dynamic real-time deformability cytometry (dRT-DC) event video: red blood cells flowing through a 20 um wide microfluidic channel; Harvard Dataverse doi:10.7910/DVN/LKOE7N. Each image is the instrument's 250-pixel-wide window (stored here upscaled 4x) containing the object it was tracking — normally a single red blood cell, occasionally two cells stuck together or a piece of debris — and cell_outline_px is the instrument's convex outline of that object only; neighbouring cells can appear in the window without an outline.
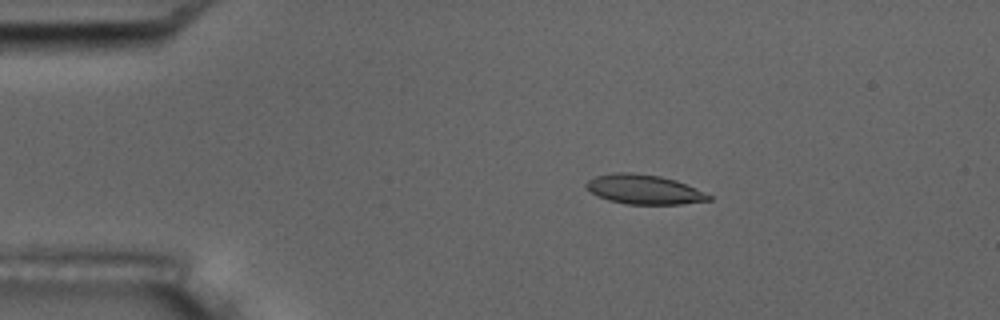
{"species": "common noctule bat (a hibernating species)", "species_latin": "Nyctalus noctula", "temperature_condition": "room temperature", "stored_images_in_passage": 6, "camera_frame_rate_fps": 3000, "um_per_image_px": 0.085, "animal": {"sex": "male", "body_mass_g": 17.5, "forearm_length_mm": 52.3}, "frame": {"image": 1, "passage_image": 3, "time_ms": 2.333, "image_size_px": [1000, 320], "cell_outline_px": [[712, 200], [680, 204], [628, 204], [608, 200], [584, 188], [584, 184], [588, 180], [596, 176], [612, 172], [632, 172], [660, 176], [676, 180], [712, 196]], "centroid_in_image_um": [54.71, 16.09], "position_along_channel_um": 30.3, "area_um2": 20.98}}
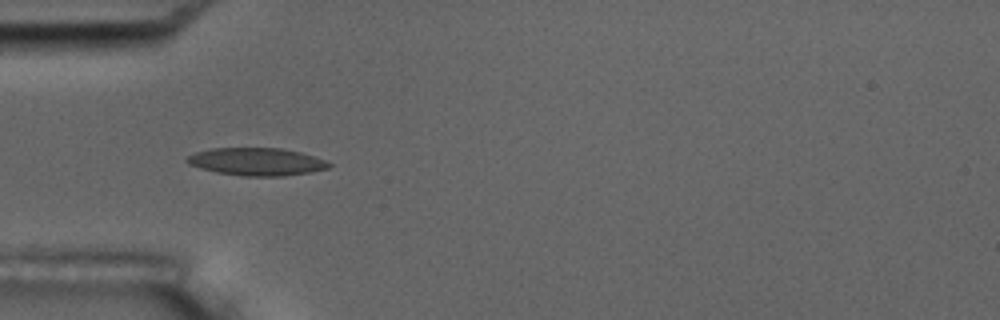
{"frame": {"image": 2, "passage_image": 5, "time_ms": 4.667, "image_size_px": [1000, 320], "cell_outline_px": [[332, 164], [328, 168], [312, 172], [284, 176], [244, 176], [216, 172], [200, 168], [188, 164], [184, 160], [188, 156], [196, 152], [212, 148], [280, 148], [300, 152], [324, 160]], "centroid_in_image_um": [21.79, 13.75], "position_along_channel_um": 63.2, "area_um2": 22.83}}